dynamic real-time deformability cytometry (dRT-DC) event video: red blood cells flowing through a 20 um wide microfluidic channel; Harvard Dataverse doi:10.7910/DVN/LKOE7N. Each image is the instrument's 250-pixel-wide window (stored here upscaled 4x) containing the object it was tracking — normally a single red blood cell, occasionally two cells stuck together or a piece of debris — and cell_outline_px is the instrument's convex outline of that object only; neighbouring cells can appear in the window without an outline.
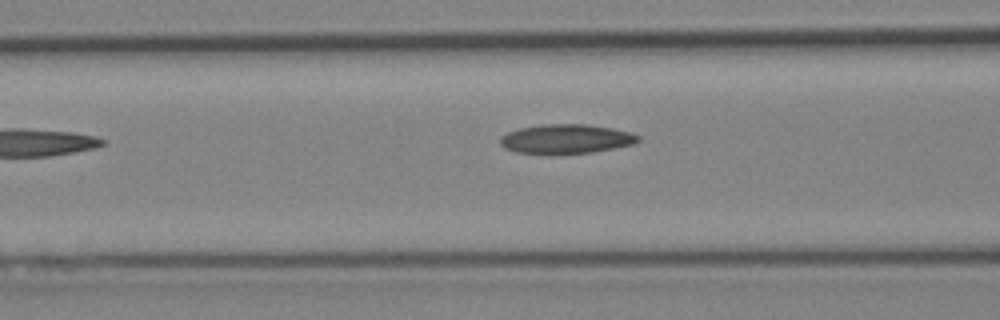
{"species": "Egyptian fruit bat (a non-hibernating species)", "species_latin": "Rousettus aegyptiacus", "temperature_condition": "cold", "stored_images_in_passage": 3, "camera_frame_rate_fps": 3000, "um_per_image_px": 0.085, "animal": {"sex": "female"}, "frame": {"image": 1, "passage_image": 3, "time_ms": 2.333, "image_size_px": [1000, 320], "cell_outline_px": [[640, 140], [632, 144], [592, 152], [516, 152], [504, 148], [500, 144], [500, 136], [508, 132], [520, 128], [540, 124], [584, 124], [612, 128], [632, 132], [640, 136]], "centroid_in_image_um": [48.12, 11.77], "position_along_channel_um": 118.5, "area_um2": 23.0}}